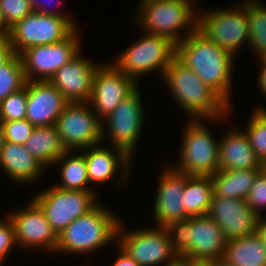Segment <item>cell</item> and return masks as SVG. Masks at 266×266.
Masks as SVG:
<instances>
[{
  "instance_id": "obj_14",
  "label": "cell",
  "mask_w": 266,
  "mask_h": 266,
  "mask_svg": "<svg viewBox=\"0 0 266 266\" xmlns=\"http://www.w3.org/2000/svg\"><path fill=\"white\" fill-rule=\"evenodd\" d=\"M139 92L137 88L105 118L107 125L102 123V139L106 136L105 132L108 129L112 146L123 149L131 157L138 143L144 120Z\"/></svg>"
},
{
  "instance_id": "obj_32",
  "label": "cell",
  "mask_w": 266,
  "mask_h": 266,
  "mask_svg": "<svg viewBox=\"0 0 266 266\" xmlns=\"http://www.w3.org/2000/svg\"><path fill=\"white\" fill-rule=\"evenodd\" d=\"M27 111V82L21 90L10 94L0 103V122L22 120Z\"/></svg>"
},
{
  "instance_id": "obj_10",
  "label": "cell",
  "mask_w": 266,
  "mask_h": 266,
  "mask_svg": "<svg viewBox=\"0 0 266 266\" xmlns=\"http://www.w3.org/2000/svg\"><path fill=\"white\" fill-rule=\"evenodd\" d=\"M220 9L200 14L197 29L234 57L240 46L248 43L249 24L245 3L241 7Z\"/></svg>"
},
{
  "instance_id": "obj_30",
  "label": "cell",
  "mask_w": 266,
  "mask_h": 266,
  "mask_svg": "<svg viewBox=\"0 0 266 266\" xmlns=\"http://www.w3.org/2000/svg\"><path fill=\"white\" fill-rule=\"evenodd\" d=\"M26 82L21 58L14 54L0 68V103L10 94L24 88Z\"/></svg>"
},
{
  "instance_id": "obj_26",
  "label": "cell",
  "mask_w": 266,
  "mask_h": 266,
  "mask_svg": "<svg viewBox=\"0 0 266 266\" xmlns=\"http://www.w3.org/2000/svg\"><path fill=\"white\" fill-rule=\"evenodd\" d=\"M262 169L223 170L211 175L214 194L224 198L246 200L254 179Z\"/></svg>"
},
{
  "instance_id": "obj_33",
  "label": "cell",
  "mask_w": 266,
  "mask_h": 266,
  "mask_svg": "<svg viewBox=\"0 0 266 266\" xmlns=\"http://www.w3.org/2000/svg\"><path fill=\"white\" fill-rule=\"evenodd\" d=\"M33 12L30 0H0V19L7 31Z\"/></svg>"
},
{
  "instance_id": "obj_19",
  "label": "cell",
  "mask_w": 266,
  "mask_h": 266,
  "mask_svg": "<svg viewBox=\"0 0 266 266\" xmlns=\"http://www.w3.org/2000/svg\"><path fill=\"white\" fill-rule=\"evenodd\" d=\"M68 103L50 81H27L26 119L35 127L55 125Z\"/></svg>"
},
{
  "instance_id": "obj_47",
  "label": "cell",
  "mask_w": 266,
  "mask_h": 266,
  "mask_svg": "<svg viewBox=\"0 0 266 266\" xmlns=\"http://www.w3.org/2000/svg\"><path fill=\"white\" fill-rule=\"evenodd\" d=\"M218 266H233L228 264L226 261H224L223 259L218 260Z\"/></svg>"
},
{
  "instance_id": "obj_24",
  "label": "cell",
  "mask_w": 266,
  "mask_h": 266,
  "mask_svg": "<svg viewBox=\"0 0 266 266\" xmlns=\"http://www.w3.org/2000/svg\"><path fill=\"white\" fill-rule=\"evenodd\" d=\"M223 260L233 266H266V247L257 233L227 240Z\"/></svg>"
},
{
  "instance_id": "obj_4",
  "label": "cell",
  "mask_w": 266,
  "mask_h": 266,
  "mask_svg": "<svg viewBox=\"0 0 266 266\" xmlns=\"http://www.w3.org/2000/svg\"><path fill=\"white\" fill-rule=\"evenodd\" d=\"M121 220L101 204L75 219L58 236L55 252L85 254L101 249L117 239Z\"/></svg>"
},
{
  "instance_id": "obj_21",
  "label": "cell",
  "mask_w": 266,
  "mask_h": 266,
  "mask_svg": "<svg viewBox=\"0 0 266 266\" xmlns=\"http://www.w3.org/2000/svg\"><path fill=\"white\" fill-rule=\"evenodd\" d=\"M99 145L96 144L86 148L83 152L87 163L89 184H103V182L111 180L118 169L122 170V181L127 180V177H129L127 175L130 172L128 169H131L129 167L131 166L132 157L119 147L113 146L115 150L112 151L107 148L98 147ZM85 150L88 151L85 152Z\"/></svg>"
},
{
  "instance_id": "obj_23",
  "label": "cell",
  "mask_w": 266,
  "mask_h": 266,
  "mask_svg": "<svg viewBox=\"0 0 266 266\" xmlns=\"http://www.w3.org/2000/svg\"><path fill=\"white\" fill-rule=\"evenodd\" d=\"M0 167L11 179L25 183L36 180L44 166L29 153L24 145L4 142L0 155Z\"/></svg>"
},
{
  "instance_id": "obj_18",
  "label": "cell",
  "mask_w": 266,
  "mask_h": 266,
  "mask_svg": "<svg viewBox=\"0 0 266 266\" xmlns=\"http://www.w3.org/2000/svg\"><path fill=\"white\" fill-rule=\"evenodd\" d=\"M190 175L167 167L160 175L154 203V217L159 226L185 219L184 189Z\"/></svg>"
},
{
  "instance_id": "obj_48",
  "label": "cell",
  "mask_w": 266,
  "mask_h": 266,
  "mask_svg": "<svg viewBox=\"0 0 266 266\" xmlns=\"http://www.w3.org/2000/svg\"><path fill=\"white\" fill-rule=\"evenodd\" d=\"M263 170H266V161L263 163Z\"/></svg>"
},
{
  "instance_id": "obj_40",
  "label": "cell",
  "mask_w": 266,
  "mask_h": 266,
  "mask_svg": "<svg viewBox=\"0 0 266 266\" xmlns=\"http://www.w3.org/2000/svg\"><path fill=\"white\" fill-rule=\"evenodd\" d=\"M188 266H218V260L188 257Z\"/></svg>"
},
{
  "instance_id": "obj_36",
  "label": "cell",
  "mask_w": 266,
  "mask_h": 266,
  "mask_svg": "<svg viewBox=\"0 0 266 266\" xmlns=\"http://www.w3.org/2000/svg\"><path fill=\"white\" fill-rule=\"evenodd\" d=\"M17 245L15 238V231L12 221L6 216V221L0 220V263L3 264V259L6 255Z\"/></svg>"
},
{
  "instance_id": "obj_45",
  "label": "cell",
  "mask_w": 266,
  "mask_h": 266,
  "mask_svg": "<svg viewBox=\"0 0 266 266\" xmlns=\"http://www.w3.org/2000/svg\"><path fill=\"white\" fill-rule=\"evenodd\" d=\"M4 142H5V137H4L3 127L0 122V155H1V150L4 146Z\"/></svg>"
},
{
  "instance_id": "obj_28",
  "label": "cell",
  "mask_w": 266,
  "mask_h": 266,
  "mask_svg": "<svg viewBox=\"0 0 266 266\" xmlns=\"http://www.w3.org/2000/svg\"><path fill=\"white\" fill-rule=\"evenodd\" d=\"M70 154H72V151H66L55 162L58 164L62 162V168L60 169L62 184H57L56 187L65 190L93 191L94 189L88 186L89 181L85 155L83 153L81 155Z\"/></svg>"
},
{
  "instance_id": "obj_12",
  "label": "cell",
  "mask_w": 266,
  "mask_h": 266,
  "mask_svg": "<svg viewBox=\"0 0 266 266\" xmlns=\"http://www.w3.org/2000/svg\"><path fill=\"white\" fill-rule=\"evenodd\" d=\"M88 105L89 102H69L56 120L57 132L67 151L86 149L103 140V121Z\"/></svg>"
},
{
  "instance_id": "obj_2",
  "label": "cell",
  "mask_w": 266,
  "mask_h": 266,
  "mask_svg": "<svg viewBox=\"0 0 266 266\" xmlns=\"http://www.w3.org/2000/svg\"><path fill=\"white\" fill-rule=\"evenodd\" d=\"M173 98L187 114L195 119L214 121L224 117L230 106L190 68L177 58L166 68L162 75Z\"/></svg>"
},
{
  "instance_id": "obj_43",
  "label": "cell",
  "mask_w": 266,
  "mask_h": 266,
  "mask_svg": "<svg viewBox=\"0 0 266 266\" xmlns=\"http://www.w3.org/2000/svg\"><path fill=\"white\" fill-rule=\"evenodd\" d=\"M261 71H259L260 75L258 77L259 87L261 89V93H264L266 96V66H261Z\"/></svg>"
},
{
  "instance_id": "obj_34",
  "label": "cell",
  "mask_w": 266,
  "mask_h": 266,
  "mask_svg": "<svg viewBox=\"0 0 266 266\" xmlns=\"http://www.w3.org/2000/svg\"><path fill=\"white\" fill-rule=\"evenodd\" d=\"M1 125L3 127L5 141L19 145H24L35 129V126L26 118L1 122Z\"/></svg>"
},
{
  "instance_id": "obj_16",
  "label": "cell",
  "mask_w": 266,
  "mask_h": 266,
  "mask_svg": "<svg viewBox=\"0 0 266 266\" xmlns=\"http://www.w3.org/2000/svg\"><path fill=\"white\" fill-rule=\"evenodd\" d=\"M222 229L226 240L256 233L259 216L246 200L224 198L213 194L207 214Z\"/></svg>"
},
{
  "instance_id": "obj_17",
  "label": "cell",
  "mask_w": 266,
  "mask_h": 266,
  "mask_svg": "<svg viewBox=\"0 0 266 266\" xmlns=\"http://www.w3.org/2000/svg\"><path fill=\"white\" fill-rule=\"evenodd\" d=\"M10 213L7 216L14 226L17 244L29 248L40 246L44 251L48 249L47 252H55L58 236L52 230L43 210L33 199L24 210Z\"/></svg>"
},
{
  "instance_id": "obj_5",
  "label": "cell",
  "mask_w": 266,
  "mask_h": 266,
  "mask_svg": "<svg viewBox=\"0 0 266 266\" xmlns=\"http://www.w3.org/2000/svg\"><path fill=\"white\" fill-rule=\"evenodd\" d=\"M191 1L195 0H140L136 22L148 34L164 36L178 44L197 29L198 15H194ZM185 28L188 31L182 37L180 30Z\"/></svg>"
},
{
  "instance_id": "obj_42",
  "label": "cell",
  "mask_w": 266,
  "mask_h": 266,
  "mask_svg": "<svg viewBox=\"0 0 266 266\" xmlns=\"http://www.w3.org/2000/svg\"><path fill=\"white\" fill-rule=\"evenodd\" d=\"M163 266H188V257L177 255L174 259Z\"/></svg>"
},
{
  "instance_id": "obj_35",
  "label": "cell",
  "mask_w": 266,
  "mask_h": 266,
  "mask_svg": "<svg viewBox=\"0 0 266 266\" xmlns=\"http://www.w3.org/2000/svg\"><path fill=\"white\" fill-rule=\"evenodd\" d=\"M248 206L258 216L262 208L266 209V171L261 170L254 179L253 185L251 186L248 196L246 198ZM260 210V211H259Z\"/></svg>"
},
{
  "instance_id": "obj_8",
  "label": "cell",
  "mask_w": 266,
  "mask_h": 266,
  "mask_svg": "<svg viewBox=\"0 0 266 266\" xmlns=\"http://www.w3.org/2000/svg\"><path fill=\"white\" fill-rule=\"evenodd\" d=\"M75 29L66 17L33 12L8 30V39L14 54L19 55L34 46L62 41Z\"/></svg>"
},
{
  "instance_id": "obj_7",
  "label": "cell",
  "mask_w": 266,
  "mask_h": 266,
  "mask_svg": "<svg viewBox=\"0 0 266 266\" xmlns=\"http://www.w3.org/2000/svg\"><path fill=\"white\" fill-rule=\"evenodd\" d=\"M95 197L94 191L65 190L54 185L32 199L43 210L52 230L59 236L75 219L99 204Z\"/></svg>"
},
{
  "instance_id": "obj_46",
  "label": "cell",
  "mask_w": 266,
  "mask_h": 266,
  "mask_svg": "<svg viewBox=\"0 0 266 266\" xmlns=\"http://www.w3.org/2000/svg\"><path fill=\"white\" fill-rule=\"evenodd\" d=\"M259 61H261V66H266V52L259 56Z\"/></svg>"
},
{
  "instance_id": "obj_3",
  "label": "cell",
  "mask_w": 266,
  "mask_h": 266,
  "mask_svg": "<svg viewBox=\"0 0 266 266\" xmlns=\"http://www.w3.org/2000/svg\"><path fill=\"white\" fill-rule=\"evenodd\" d=\"M177 255L223 259L226 242L222 229L207 214L174 221L165 226Z\"/></svg>"
},
{
  "instance_id": "obj_6",
  "label": "cell",
  "mask_w": 266,
  "mask_h": 266,
  "mask_svg": "<svg viewBox=\"0 0 266 266\" xmlns=\"http://www.w3.org/2000/svg\"><path fill=\"white\" fill-rule=\"evenodd\" d=\"M124 51L114 65L137 82L138 76L153 70H159L162 75L176 58V43L167 37L147 33Z\"/></svg>"
},
{
  "instance_id": "obj_11",
  "label": "cell",
  "mask_w": 266,
  "mask_h": 266,
  "mask_svg": "<svg viewBox=\"0 0 266 266\" xmlns=\"http://www.w3.org/2000/svg\"><path fill=\"white\" fill-rule=\"evenodd\" d=\"M78 32L77 27L62 41L22 51L19 56L26 80L49 81L62 66L79 54L81 43L79 44Z\"/></svg>"
},
{
  "instance_id": "obj_20",
  "label": "cell",
  "mask_w": 266,
  "mask_h": 266,
  "mask_svg": "<svg viewBox=\"0 0 266 266\" xmlns=\"http://www.w3.org/2000/svg\"><path fill=\"white\" fill-rule=\"evenodd\" d=\"M89 59L77 54L62 66L49 80L68 102H89L92 95L93 78L98 67Z\"/></svg>"
},
{
  "instance_id": "obj_44",
  "label": "cell",
  "mask_w": 266,
  "mask_h": 266,
  "mask_svg": "<svg viewBox=\"0 0 266 266\" xmlns=\"http://www.w3.org/2000/svg\"><path fill=\"white\" fill-rule=\"evenodd\" d=\"M8 37V31L4 27V25L1 23L0 19V41Z\"/></svg>"
},
{
  "instance_id": "obj_49",
  "label": "cell",
  "mask_w": 266,
  "mask_h": 266,
  "mask_svg": "<svg viewBox=\"0 0 266 266\" xmlns=\"http://www.w3.org/2000/svg\"><path fill=\"white\" fill-rule=\"evenodd\" d=\"M263 112H264V114L266 115V109L264 108H261V107H259Z\"/></svg>"
},
{
  "instance_id": "obj_13",
  "label": "cell",
  "mask_w": 266,
  "mask_h": 266,
  "mask_svg": "<svg viewBox=\"0 0 266 266\" xmlns=\"http://www.w3.org/2000/svg\"><path fill=\"white\" fill-rule=\"evenodd\" d=\"M121 225L120 222L117 246H120L140 266H157L164 262L167 264L177 256L165 227L133 230L127 233L122 231L124 228H121Z\"/></svg>"
},
{
  "instance_id": "obj_29",
  "label": "cell",
  "mask_w": 266,
  "mask_h": 266,
  "mask_svg": "<svg viewBox=\"0 0 266 266\" xmlns=\"http://www.w3.org/2000/svg\"><path fill=\"white\" fill-rule=\"evenodd\" d=\"M257 2L246 0L245 8L249 24L248 44L257 56H261L266 52V6L260 1Z\"/></svg>"
},
{
  "instance_id": "obj_25",
  "label": "cell",
  "mask_w": 266,
  "mask_h": 266,
  "mask_svg": "<svg viewBox=\"0 0 266 266\" xmlns=\"http://www.w3.org/2000/svg\"><path fill=\"white\" fill-rule=\"evenodd\" d=\"M24 146L44 167L54 165L67 151L55 125L35 127Z\"/></svg>"
},
{
  "instance_id": "obj_41",
  "label": "cell",
  "mask_w": 266,
  "mask_h": 266,
  "mask_svg": "<svg viewBox=\"0 0 266 266\" xmlns=\"http://www.w3.org/2000/svg\"><path fill=\"white\" fill-rule=\"evenodd\" d=\"M256 233L259 235L266 247V218L263 216H259Z\"/></svg>"
},
{
  "instance_id": "obj_39",
  "label": "cell",
  "mask_w": 266,
  "mask_h": 266,
  "mask_svg": "<svg viewBox=\"0 0 266 266\" xmlns=\"http://www.w3.org/2000/svg\"><path fill=\"white\" fill-rule=\"evenodd\" d=\"M118 259L112 266H140L129 254L119 246Z\"/></svg>"
},
{
  "instance_id": "obj_1",
  "label": "cell",
  "mask_w": 266,
  "mask_h": 266,
  "mask_svg": "<svg viewBox=\"0 0 266 266\" xmlns=\"http://www.w3.org/2000/svg\"><path fill=\"white\" fill-rule=\"evenodd\" d=\"M176 58L213 89L230 107L233 56L198 29L176 44Z\"/></svg>"
},
{
  "instance_id": "obj_22",
  "label": "cell",
  "mask_w": 266,
  "mask_h": 266,
  "mask_svg": "<svg viewBox=\"0 0 266 266\" xmlns=\"http://www.w3.org/2000/svg\"><path fill=\"white\" fill-rule=\"evenodd\" d=\"M232 130L219 141V169H263L245 132Z\"/></svg>"
},
{
  "instance_id": "obj_27",
  "label": "cell",
  "mask_w": 266,
  "mask_h": 266,
  "mask_svg": "<svg viewBox=\"0 0 266 266\" xmlns=\"http://www.w3.org/2000/svg\"><path fill=\"white\" fill-rule=\"evenodd\" d=\"M214 194L211 176L190 175L184 189L185 219L208 214Z\"/></svg>"
},
{
  "instance_id": "obj_37",
  "label": "cell",
  "mask_w": 266,
  "mask_h": 266,
  "mask_svg": "<svg viewBox=\"0 0 266 266\" xmlns=\"http://www.w3.org/2000/svg\"><path fill=\"white\" fill-rule=\"evenodd\" d=\"M30 2H31L32 9L34 12H36L38 14L59 15L61 17H66L77 28L76 23L74 24V21L72 19H70L71 17L60 14V12L58 13V11H56V10L53 11V10L49 9V7H48L49 1L48 0H47V2H45V0H44V2H42V1L39 2V0H30Z\"/></svg>"
},
{
  "instance_id": "obj_15",
  "label": "cell",
  "mask_w": 266,
  "mask_h": 266,
  "mask_svg": "<svg viewBox=\"0 0 266 266\" xmlns=\"http://www.w3.org/2000/svg\"><path fill=\"white\" fill-rule=\"evenodd\" d=\"M138 88L137 82L125 76L114 64L99 65L93 78L89 104L103 121Z\"/></svg>"
},
{
  "instance_id": "obj_9",
  "label": "cell",
  "mask_w": 266,
  "mask_h": 266,
  "mask_svg": "<svg viewBox=\"0 0 266 266\" xmlns=\"http://www.w3.org/2000/svg\"><path fill=\"white\" fill-rule=\"evenodd\" d=\"M192 119L185 128L180 164L175 169L187 175L211 176L219 169V142L199 118Z\"/></svg>"
},
{
  "instance_id": "obj_38",
  "label": "cell",
  "mask_w": 266,
  "mask_h": 266,
  "mask_svg": "<svg viewBox=\"0 0 266 266\" xmlns=\"http://www.w3.org/2000/svg\"><path fill=\"white\" fill-rule=\"evenodd\" d=\"M14 55L10 41L7 38L0 41V68Z\"/></svg>"
},
{
  "instance_id": "obj_31",
  "label": "cell",
  "mask_w": 266,
  "mask_h": 266,
  "mask_svg": "<svg viewBox=\"0 0 266 266\" xmlns=\"http://www.w3.org/2000/svg\"><path fill=\"white\" fill-rule=\"evenodd\" d=\"M252 113L245 134L256 157L263 164L266 161V115L260 108L255 109Z\"/></svg>"
}]
</instances>
